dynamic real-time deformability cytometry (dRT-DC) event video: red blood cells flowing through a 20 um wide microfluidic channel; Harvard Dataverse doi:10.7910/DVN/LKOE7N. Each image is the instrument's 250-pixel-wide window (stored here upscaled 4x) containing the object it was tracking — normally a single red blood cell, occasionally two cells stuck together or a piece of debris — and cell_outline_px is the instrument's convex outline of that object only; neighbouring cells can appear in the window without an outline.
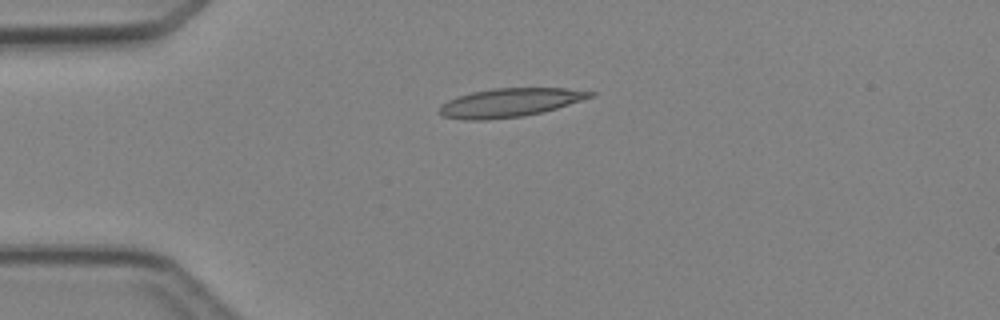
{"species": "Egyptian fruit bat (a non-hibernating species)", "species_latin": "Rousettus aegyptiacus", "temperature_condition": "cold", "stored_images_in_passage": 5, "camera_frame_rate_fps": 3000, "um_per_image_px": 0.085, "animal": {"sex": "female"}, "frame": {"image": 1, "passage_image": 4, "time_ms": 3.667, "image_size_px": [1000, 320], "cell_outline_px": [[596, 96], [544, 112], [524, 116], [488, 120], [464, 120], [440, 116], [440, 104], [456, 96], [472, 92], [492, 88], [568, 88], [596, 92]], "centroid_in_image_um": [43.34, 8.72], "position_along_channel_um": 41.7, "area_um2": 25.55}}